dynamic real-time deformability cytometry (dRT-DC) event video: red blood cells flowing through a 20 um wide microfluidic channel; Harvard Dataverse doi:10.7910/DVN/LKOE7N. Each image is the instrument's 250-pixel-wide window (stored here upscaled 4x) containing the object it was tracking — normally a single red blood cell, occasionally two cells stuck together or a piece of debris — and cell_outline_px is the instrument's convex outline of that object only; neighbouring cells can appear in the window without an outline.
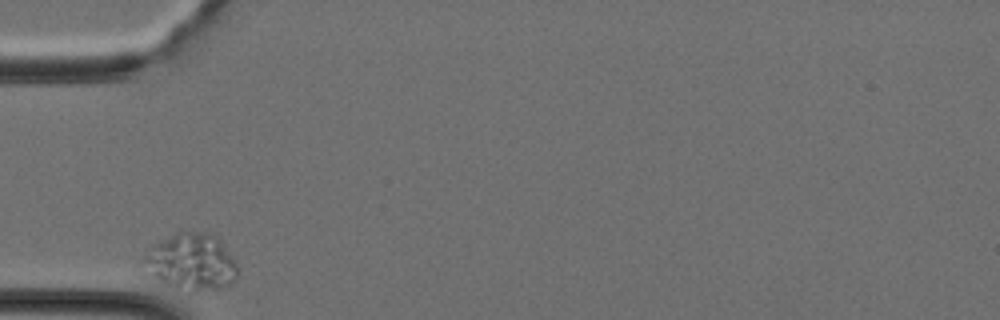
{"species": "Egyptian fruit bat (a non-hibernating species)", "species_latin": "Rousettus aegyptiacus", "temperature_condition": "cold", "stored_images_in_passage": 23, "camera_frame_rate_fps": 3000, "um_per_image_px": 0.085, "animal": {"sex": "female"}, "frame": {"image": 1, "passage_image": 1, "time_ms": 0.0, "image_size_px": [1000, 320], "cell_outline_px": [[236, 280], [224, 288], [176, 292], [152, 276], [144, 260], [144, 256], [148, 248], [176, 232], [208, 232], [216, 236], [236, 260]], "centroid_in_image_um": [16.28, 22.29], "position_along_channel_um": 68.7, "area_um2": 31.1}}
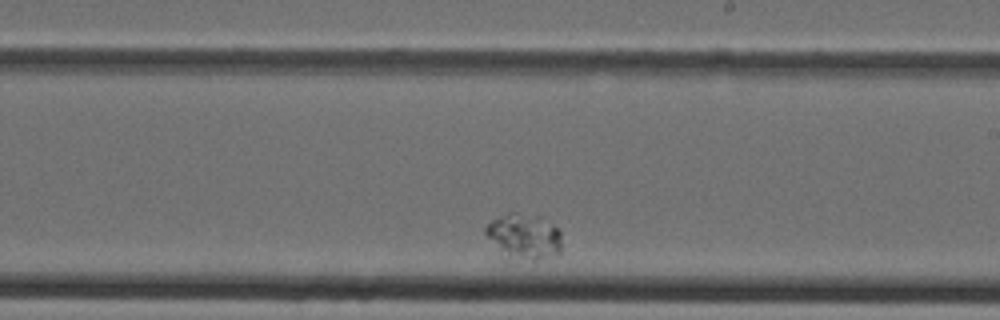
{"frame": {"image": 2, "passage_image": 14, "time_ms": 4.333, "image_size_px": [1000, 320], "cell_outline_px": [[560, 252], [556, 256], [536, 260], [504, 260], [484, 232], [484, 228], [492, 220], [508, 212], [516, 212], [540, 216], [556, 228], [560, 232]], "centroid_in_image_um": [44.49, 20.14], "position_along_channel_um": 244.5, "area_um2": 20.69}}
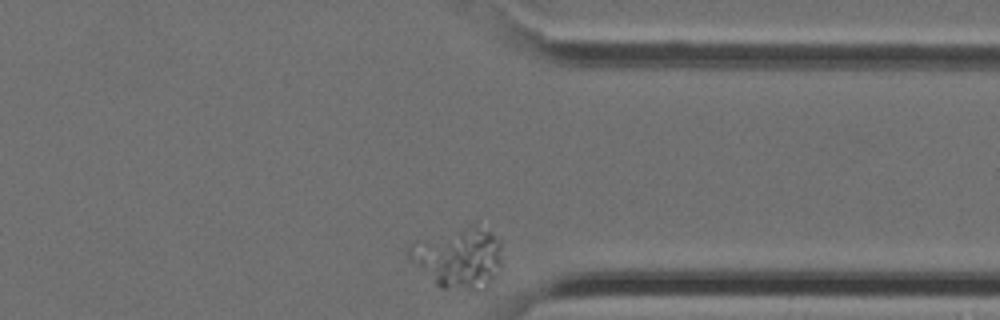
{"frame": {"image": 3, "passage_image": 23, "time_ms": 7.333, "image_size_px": [1000, 320], "cell_outline_px": [[504, 240], [500, 268], [496, 276], [484, 292], [472, 292], [440, 288], [408, 260], [408, 244], [476, 224], [500, 236]], "centroid_in_image_um": [39.06, 21.97], "position_along_channel_um": 372.3, "area_um2": 33.81}}